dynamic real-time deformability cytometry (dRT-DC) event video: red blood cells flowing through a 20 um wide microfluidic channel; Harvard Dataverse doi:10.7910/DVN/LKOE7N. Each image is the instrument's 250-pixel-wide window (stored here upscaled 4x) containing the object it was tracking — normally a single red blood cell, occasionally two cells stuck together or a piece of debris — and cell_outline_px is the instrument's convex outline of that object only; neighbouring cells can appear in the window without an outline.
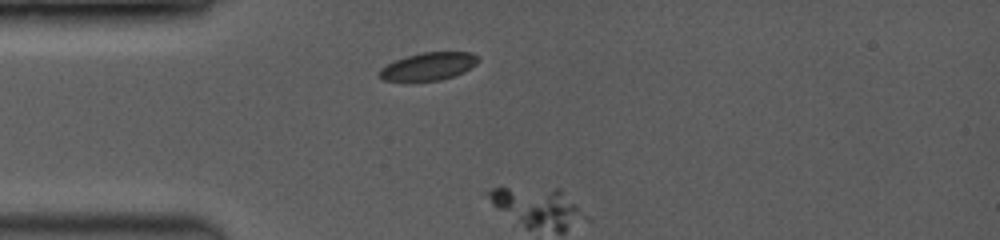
{"species": "common noctule bat (a hibernating species)", "species_latin": "Nyctalus noctula", "temperature_condition": "room temperature", "stored_images_in_passage": 3, "camera_frame_rate_fps": 3500, "um_per_image_px": 0.085, "animal": {"sex": "female", "body_mass_g": 19.0, "forearm_length_mm": 53.3}, "frame": {"image": 1, "passage_image": 2, "time_ms": 0.286, "image_size_px": [1000, 240], "cell_outline_px": [[480, 60], [476, 64], [464, 72], [440, 80], [408, 84], [404, 84], [384, 80], [380, 76], [380, 68], [396, 60], [420, 52], [468, 52], [476, 56]], "centroid_in_image_um": [36.36, 5.69], "position_along_channel_um": 48.6, "area_um2": 16.42}}